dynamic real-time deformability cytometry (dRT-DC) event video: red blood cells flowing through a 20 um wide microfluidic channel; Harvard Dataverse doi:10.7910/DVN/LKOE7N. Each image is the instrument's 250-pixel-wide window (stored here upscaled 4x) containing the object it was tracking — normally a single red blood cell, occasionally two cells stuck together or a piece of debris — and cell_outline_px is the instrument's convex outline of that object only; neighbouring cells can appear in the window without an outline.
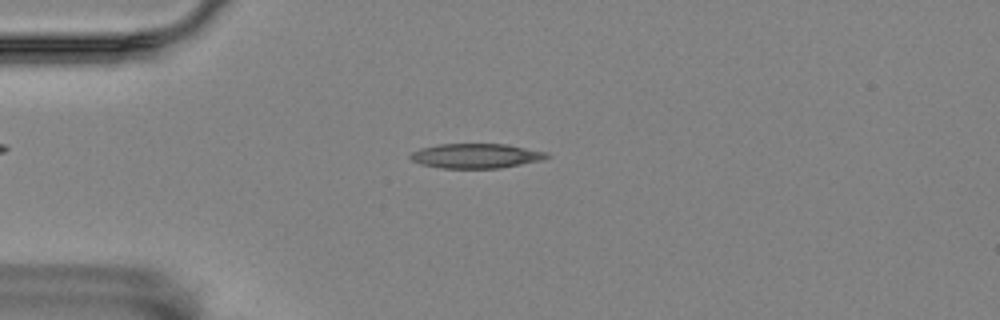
{"species": "Egyptian fruit bat (a non-hibernating species)", "species_latin": "Rousettus aegyptiacus", "temperature_condition": "room temperature", "stored_images_in_passage": 34, "camera_frame_rate_fps": 3000, "um_per_image_px": 0.085, "animal": {"sex": "female"}, "frame": {"image": 1, "passage_image": 5, "time_ms": 1.333, "image_size_px": [1000, 320], "cell_outline_px": [[552, 156], [544, 160], [500, 168], [440, 168], [420, 164], [412, 160], [408, 156], [412, 152], [420, 148], [440, 144], [508, 144], [548, 152]], "centroid_in_image_um": [40.5, 13.25], "position_along_channel_um": 44.5, "area_um2": 19.83}}
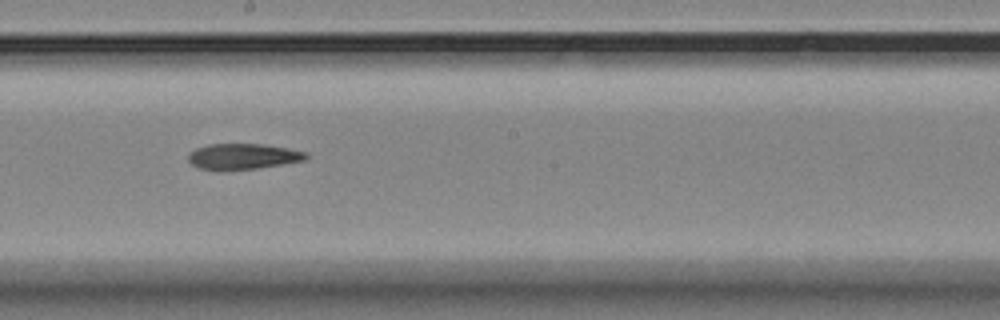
{"frame": {"image": 2, "passage_image": 22, "time_ms": 7.0, "image_size_px": [1000, 320], "cell_outline_px": [[308, 156], [304, 160], [256, 168], [200, 168], [192, 164], [188, 160], [188, 156], [196, 148], [208, 144], [264, 144], [288, 148], [308, 152]], "centroid_in_image_um": [20.7, 13.26], "position_along_channel_um": 227.5, "area_um2": 16.99}}
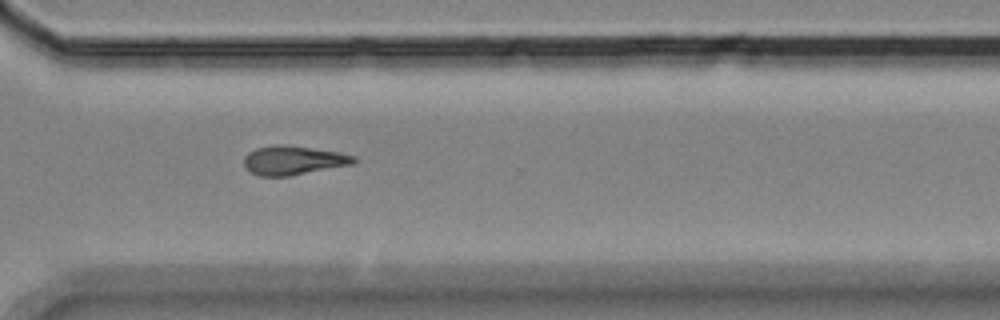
{"frame": {"image": 3, "passage_image": 32, "time_ms": 10.333, "image_size_px": [1000, 320], "cell_outline_px": [[356, 160], [352, 164], [288, 176], [260, 176], [252, 172], [244, 164], [244, 156], [248, 152], [256, 148], [276, 144], [280, 144], [340, 152], [356, 156]], "centroid_in_image_um": [24.92, 13.62], "position_along_channel_um": 345.7, "area_um2": 18.32}}